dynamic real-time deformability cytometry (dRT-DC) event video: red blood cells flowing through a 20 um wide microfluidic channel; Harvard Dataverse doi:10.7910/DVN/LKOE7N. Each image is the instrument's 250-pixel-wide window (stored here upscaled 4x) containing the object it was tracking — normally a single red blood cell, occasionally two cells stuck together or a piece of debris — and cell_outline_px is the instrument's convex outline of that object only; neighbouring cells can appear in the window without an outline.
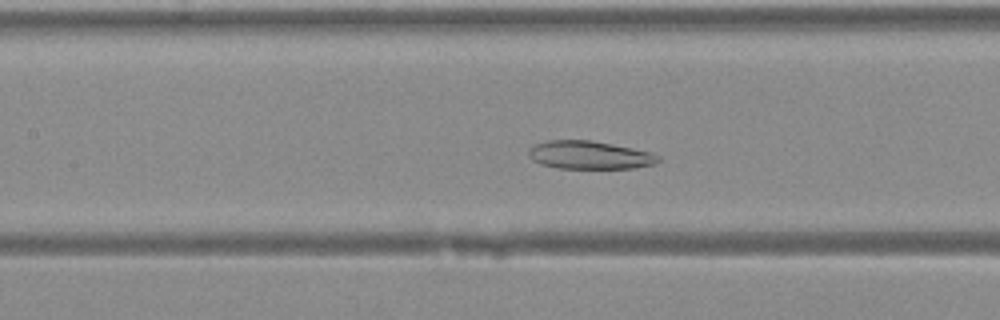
{"species": "Egyptian fruit bat (a non-hibernating species)", "species_latin": "Rousettus aegyptiacus", "temperature_condition": "warm", "stored_images_in_passage": 41, "camera_frame_rate_fps": 3000, "um_per_image_px": 0.085, "animal": {"sex": "female"}, "frame": {"image": 1, "passage_image": 18, "time_ms": 5.667, "image_size_px": [1000, 320], "cell_outline_px": [[660, 160], [656, 164], [632, 168], [556, 168], [540, 164], [532, 160], [528, 156], [528, 148], [532, 144], [548, 140], [592, 140], [652, 152], [660, 156]], "centroid_in_image_um": [50.08, 13.17], "position_along_channel_um": 157.3, "area_um2": 21.5}}
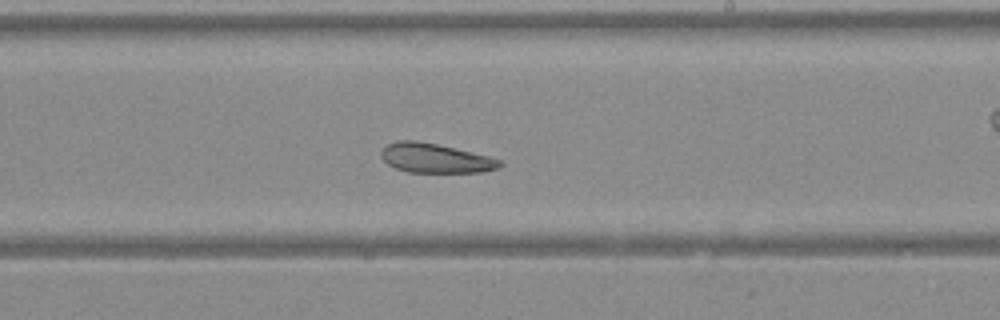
{"frame": {"image": 2, "passage_image": 24, "time_ms": 7.667, "image_size_px": [1000, 320], "cell_outline_px": [[504, 164], [496, 168], [480, 172], [408, 172], [396, 168], [388, 164], [380, 156], [380, 152], [388, 144], [396, 140], [416, 140], [436, 144], [488, 156], [504, 160]], "centroid_in_image_um": [36.99, 13.44], "position_along_channel_um": 252.0, "area_um2": 20.17}}